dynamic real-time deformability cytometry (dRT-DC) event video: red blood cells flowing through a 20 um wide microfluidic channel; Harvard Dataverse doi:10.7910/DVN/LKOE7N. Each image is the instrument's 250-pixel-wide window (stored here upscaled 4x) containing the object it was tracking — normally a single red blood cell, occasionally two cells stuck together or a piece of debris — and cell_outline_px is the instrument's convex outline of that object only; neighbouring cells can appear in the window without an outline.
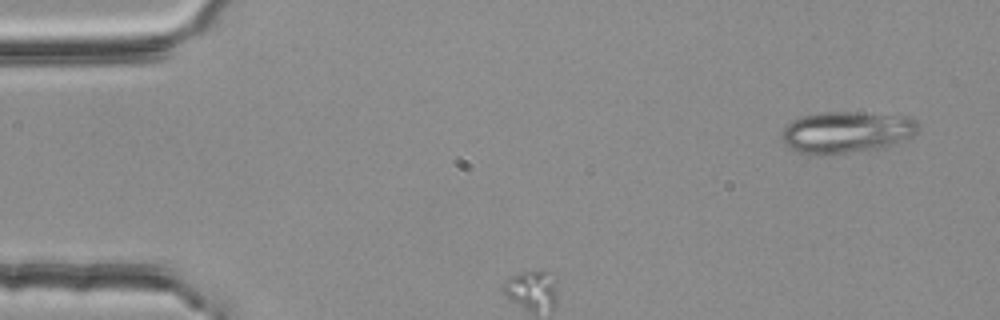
{"species": "common noctule bat (a hibernating species)", "species_latin": "Nyctalus noctula", "temperature_condition": "room temperature", "stored_images_in_passage": 3, "camera_frame_rate_fps": 3000, "um_per_image_px": 0.085, "animal": {"sex": "female", "body_mass_g": 25.1}, "frame": {"image": 1, "passage_image": 1, "time_ms": 0.0, "image_size_px": [1000, 320], "cell_outline_px": [[920, 128], [916, 132], [896, 144], [876, 148], [824, 156], [800, 152], [788, 148], [780, 140], [780, 132], [792, 120], [800, 116], [820, 112], [852, 112], [908, 116], [916, 120], [920, 124]], "centroid_in_image_um": [71.9, 11.23], "position_along_channel_um": 13.1, "area_um2": 33.35}}